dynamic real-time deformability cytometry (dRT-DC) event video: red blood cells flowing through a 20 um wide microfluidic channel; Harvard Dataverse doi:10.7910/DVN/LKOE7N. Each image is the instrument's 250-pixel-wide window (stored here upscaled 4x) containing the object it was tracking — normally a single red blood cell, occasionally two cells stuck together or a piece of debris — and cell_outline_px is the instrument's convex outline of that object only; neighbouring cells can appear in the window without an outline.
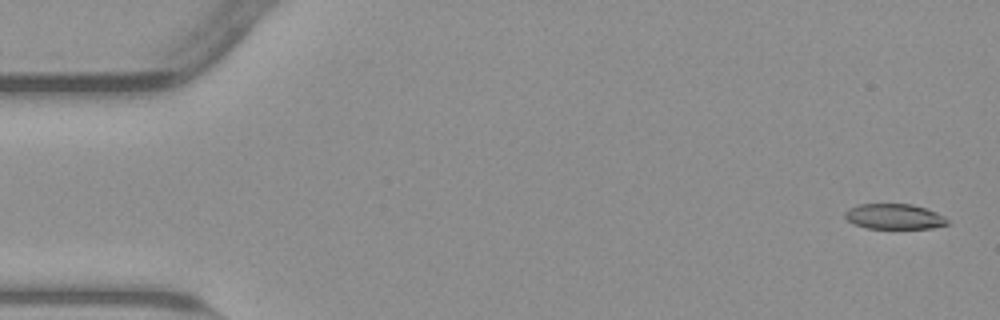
{"species": "common noctule bat (a hibernating species)", "species_latin": "Nyctalus noctula", "temperature_condition": "warm", "stored_images_in_passage": 54, "camera_frame_rate_fps": 3000, "um_per_image_px": 0.085, "animal": {"sex": "male", "body_mass_g": 23.1, "forearm_length_mm": 52.7}, "frame": {"image": 1, "passage_image": 2, "time_ms": 0.333, "image_size_px": [1000, 320], "cell_outline_px": [[948, 224], [932, 228], [868, 228], [852, 224], [844, 216], [844, 212], [848, 208], [856, 204], [912, 204], [936, 212], [944, 216], [948, 220]], "centroid_in_image_um": [75.97, 18.4], "position_along_channel_um": 9.0, "area_um2": 15.14}}
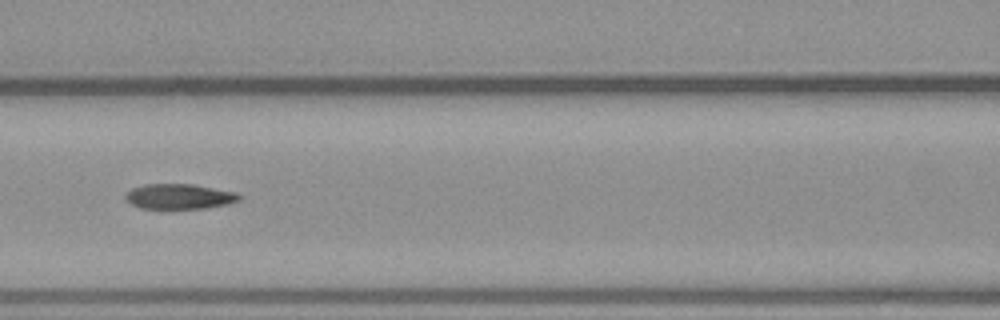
{"frame": {"image": 2, "passage_image": 24, "time_ms": 7.667, "image_size_px": [1000, 320], "cell_outline_px": [[240, 200], [228, 204], [204, 208], [140, 208], [132, 204], [124, 196], [132, 188], [144, 184], [192, 184], [236, 192], [240, 196]], "centroid_in_image_um": [15.25, 16.69], "position_along_channel_um": 151.4, "area_um2": 16.47}}
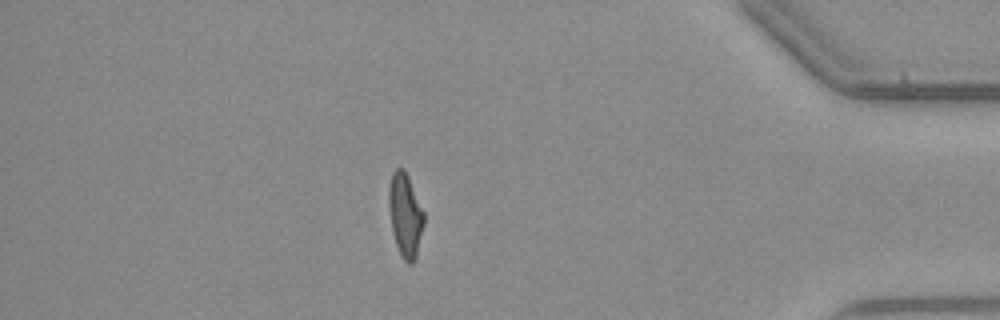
{"frame": {"image": 3, "passage_image": 47, "time_ms": 15.333, "image_size_px": [1000, 320], "cell_outline_px": [[424, 224], [416, 256], [412, 264], [408, 264], [404, 260], [396, 244], [392, 232], [388, 204], [388, 188], [392, 172], [396, 168], [404, 168], [408, 176], [424, 212]], "centroid_in_image_um": [34.43, 18.25], "position_along_channel_um": 400.8, "area_um2": 17.11}, "authors_computed_cell_mechanics": {"area_um2": 17.1666, "velocity_mm_per_s": 3.8302, "shape_relaxation_time_tau1_ms": 8.4458, "shape_relaxation_time_tau2_ms": 1.5841, "deformation_change_tau1": 0.2361, "deformation_change_tau2": 0.0848}}